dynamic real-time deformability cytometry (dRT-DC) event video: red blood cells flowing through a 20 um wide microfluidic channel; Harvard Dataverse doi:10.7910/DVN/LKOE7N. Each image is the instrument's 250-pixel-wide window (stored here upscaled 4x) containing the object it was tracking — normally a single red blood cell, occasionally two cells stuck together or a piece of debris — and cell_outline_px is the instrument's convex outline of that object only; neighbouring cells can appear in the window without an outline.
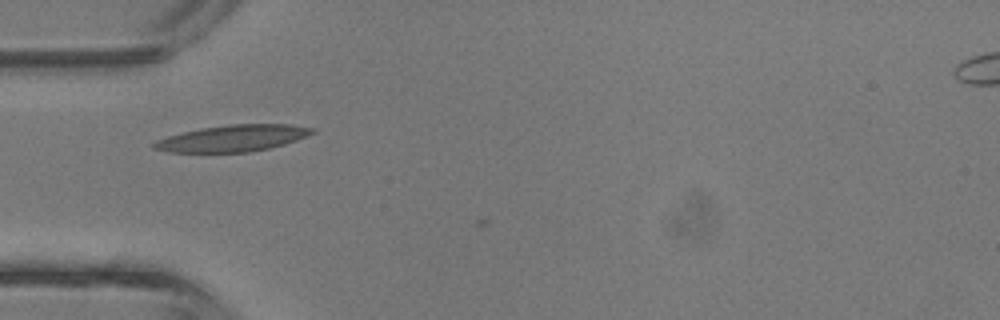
{"species": "common noctule bat (a hibernating species)", "species_latin": "Nyctalus noctula", "temperature_condition": "room temperature", "stored_images_in_passage": 4, "camera_frame_rate_fps": 3000, "um_per_image_px": 0.085, "animal": {"sex": "male", "body_mass_g": 13.3}, "frame": {"image": 1, "passage_image": 2, "time_ms": 0.333, "image_size_px": [1000, 320], "cell_outline_px": [[316, 132], [296, 140], [284, 144], [268, 148], [248, 152], [168, 152], [152, 148], [148, 144], [156, 140], [168, 136], [200, 128], [228, 124], [292, 124], [316, 128]], "centroid_in_image_um": [19.77, 11.74], "position_along_channel_um": 65.2, "area_um2": 24.57}}